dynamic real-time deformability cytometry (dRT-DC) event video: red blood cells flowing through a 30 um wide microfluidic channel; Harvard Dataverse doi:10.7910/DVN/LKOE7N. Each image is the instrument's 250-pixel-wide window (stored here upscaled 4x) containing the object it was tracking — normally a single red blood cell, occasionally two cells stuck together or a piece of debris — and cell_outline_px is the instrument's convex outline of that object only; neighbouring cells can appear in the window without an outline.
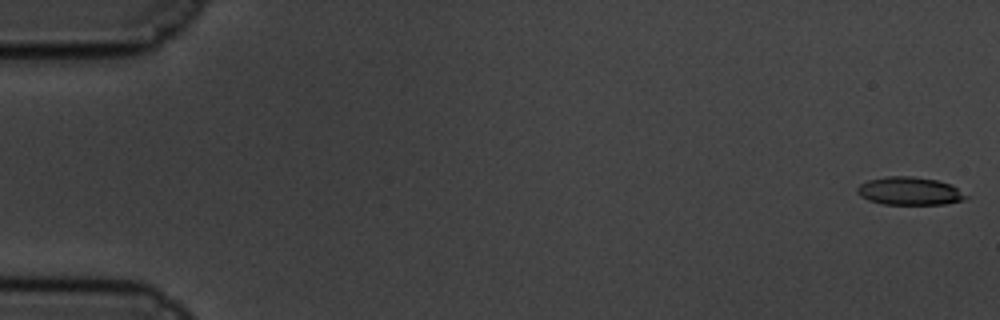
{"species": "common noctule bat (a hibernating species)", "species_latin": "Nyctalus noctula", "temperature_condition": "cold", "stored_images_in_passage": 14, "camera_frame_rate_fps": 3000, "um_per_image_px": 0.085, "animal": {"sex": "male", "body_mass_g": 19.5, "forearm_length_mm": 54.6}, "frame": {"image": 1, "passage_image": 1, "time_ms": 0.0, "image_size_px": [1000, 320], "cell_outline_px": [[968, 196], [964, 200], [948, 204], [884, 204], [868, 200], [860, 196], [856, 192], [856, 188], [860, 184], [868, 180], [888, 176], [912, 176], [936, 180], [952, 184]], "centroid_in_image_um": [77.31, 16.24], "position_along_channel_um": 7.7, "area_um2": 17.8}}